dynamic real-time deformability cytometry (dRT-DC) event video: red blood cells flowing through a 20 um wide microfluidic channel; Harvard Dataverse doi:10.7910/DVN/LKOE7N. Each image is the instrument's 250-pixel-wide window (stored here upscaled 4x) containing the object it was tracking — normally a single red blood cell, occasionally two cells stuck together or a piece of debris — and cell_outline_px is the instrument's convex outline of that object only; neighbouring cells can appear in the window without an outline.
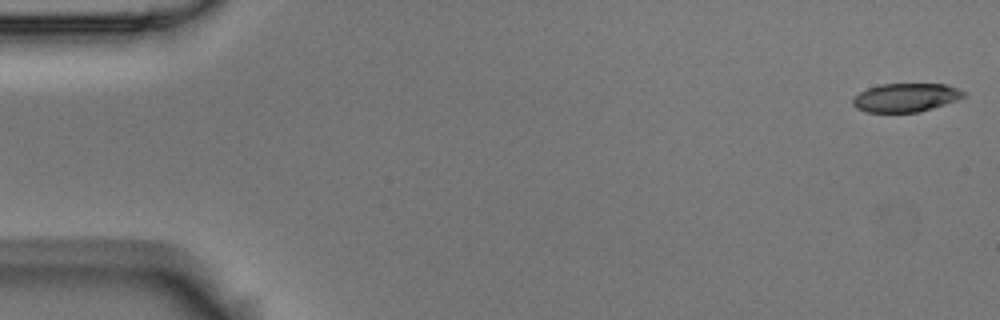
{"species": "Egyptian fruit bat (a non-hibernating species)", "species_latin": "Rousettus aegyptiacus", "temperature_condition": "room temperature", "stored_images_in_passage": 4, "camera_frame_rate_fps": 3000, "um_per_image_px": 0.085, "animal": {"sex": "male"}, "frame": {"image": 1, "passage_image": 1, "time_ms": 0.0, "image_size_px": [1000, 320], "cell_outline_px": [[968, 92], [964, 96], [956, 100], [932, 108], [916, 112], [868, 112], [856, 108], [852, 104], [852, 100], [860, 92], [868, 88], [880, 84], [944, 84]], "centroid_in_image_um": [76.98, 8.29], "position_along_channel_um": 8.0, "area_um2": 18.26}}
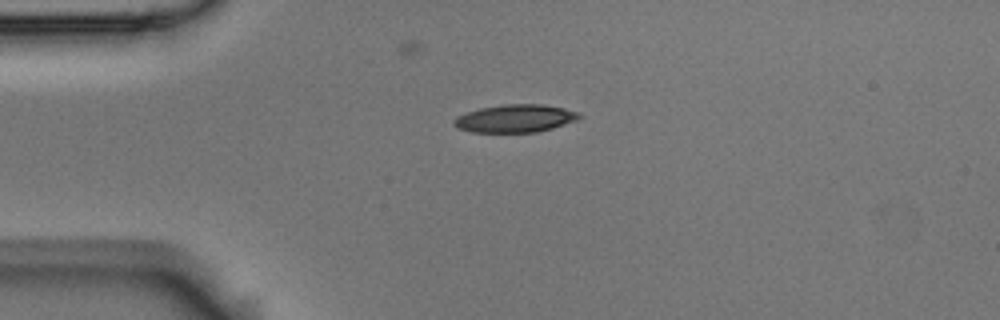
{"frame": {"image": 2, "passage_image": 4, "time_ms": 1.0, "image_size_px": [1000, 320], "cell_outline_px": [[584, 116], [576, 120], [552, 128], [536, 132], [472, 132], [456, 128], [452, 124], [452, 120], [456, 116], [480, 108], [504, 104], [540, 104], [564, 108], [580, 112]], "centroid_in_image_um": [43.78, 10.06], "position_along_channel_um": 41.2, "area_um2": 20.4}}